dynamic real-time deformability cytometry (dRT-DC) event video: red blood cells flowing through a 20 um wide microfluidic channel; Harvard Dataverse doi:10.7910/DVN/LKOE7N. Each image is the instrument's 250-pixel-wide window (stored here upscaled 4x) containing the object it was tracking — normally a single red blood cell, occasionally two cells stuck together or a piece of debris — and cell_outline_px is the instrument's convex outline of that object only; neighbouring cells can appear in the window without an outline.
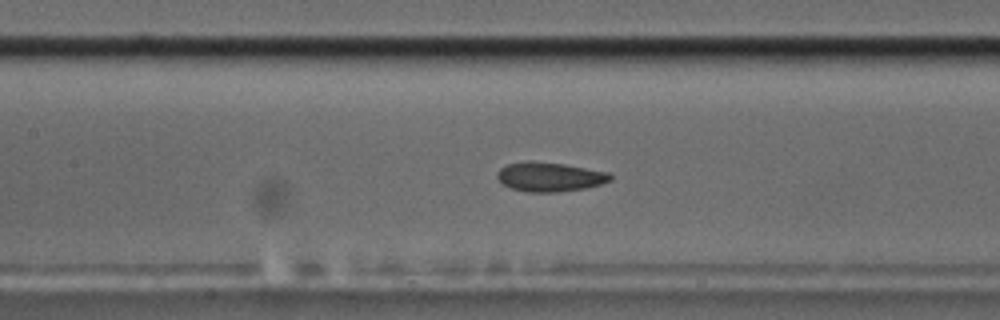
{"species": "common noctule bat (a hibernating species)", "species_latin": "Nyctalus noctula", "temperature_condition": "cold", "stored_images_in_passage": 45, "camera_frame_rate_fps": 3000, "um_per_image_px": 0.085, "animal": {"sex": "male", "body_mass_g": 17.5, "forearm_length_mm": 52.3}, "frame": {"image": 1, "passage_image": 15, "time_ms": 4.667, "image_size_px": [1000, 320], "cell_outline_px": [[612, 180], [600, 184], [584, 188], [556, 192], [524, 192], [512, 188], [504, 184], [496, 176], [500, 168], [508, 164], [524, 160], [532, 160], [564, 164], [608, 172], [612, 176]], "centroid_in_image_um": [46.71, 15.02], "position_along_channel_um": 160.7, "area_um2": 19.31}}
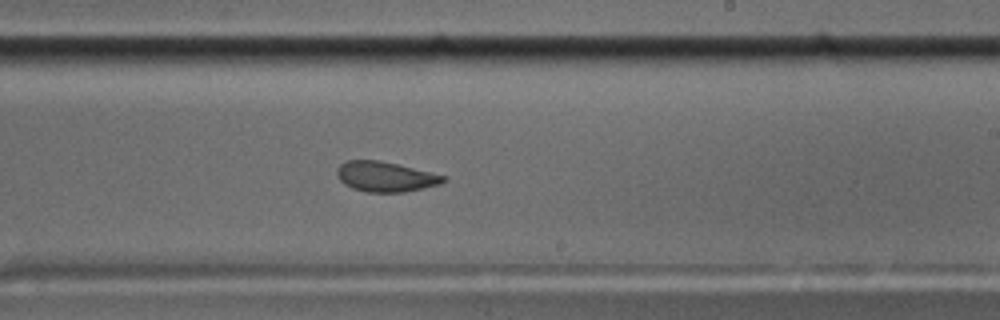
{"frame": {"image": 2, "passage_image": 23, "time_ms": 7.333, "image_size_px": [1000, 320], "cell_outline_px": [[448, 180], [440, 184], [424, 188], [404, 192], [368, 192], [352, 188], [344, 184], [336, 176], [336, 168], [340, 164], [348, 160], [380, 160], [448, 176]], "centroid_in_image_um": [32.77, 15.01], "position_along_channel_um": 256.2, "area_um2": 18.84}}
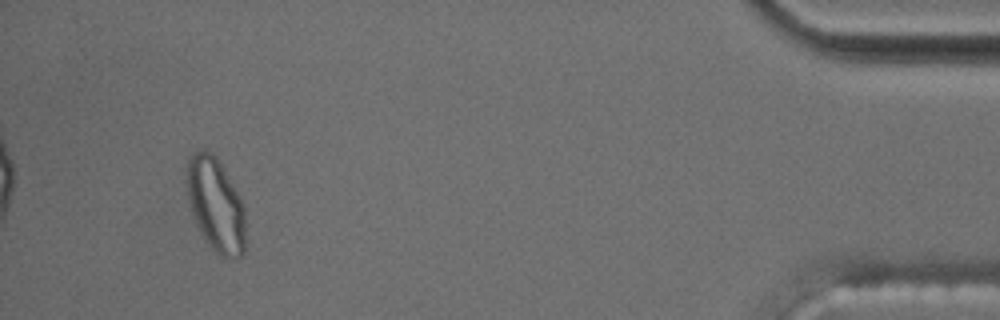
{"frame": {"image": 3, "passage_image": 42, "time_ms": 13.667, "image_size_px": [1000, 320], "cell_outline_px": [[244, 252], [240, 256], [232, 260], [220, 256], [208, 244], [196, 224], [192, 216], [184, 184], [188, 160], [192, 152], [204, 148], [212, 152], [216, 156], [244, 204]], "centroid_in_image_um": [18.29, 17.37], "position_along_channel_um": 416.9, "area_um2": 32.48}, "authors_computed_cell_mechanics": {"area_um2": 19.3052, "velocity_mm_per_s": 3.5978, "shape_relaxation_time_tau1_ms": null, "shape_relaxation_time_tau2_ms": 2.1331, "deformation_change_tau1": null, "deformation_change_tau2": 0.0758}}